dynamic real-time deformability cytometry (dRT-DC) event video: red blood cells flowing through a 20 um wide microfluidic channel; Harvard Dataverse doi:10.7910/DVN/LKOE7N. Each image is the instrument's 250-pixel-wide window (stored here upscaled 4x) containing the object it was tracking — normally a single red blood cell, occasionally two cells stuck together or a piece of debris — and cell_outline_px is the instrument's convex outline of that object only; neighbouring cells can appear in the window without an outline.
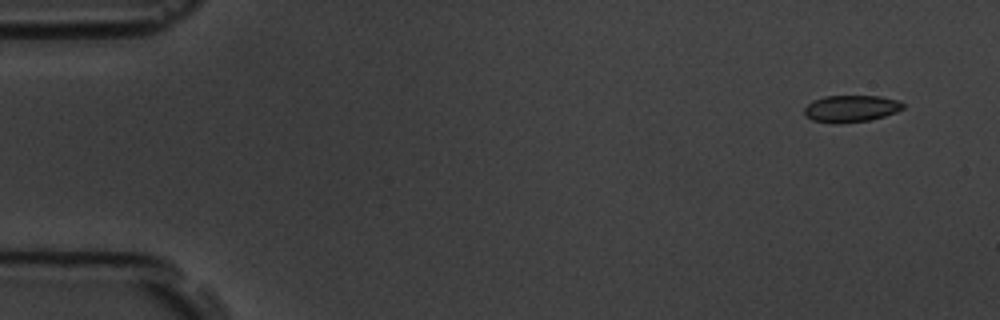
{"species": "common noctule bat (a hibernating species)", "species_latin": "Nyctalus noctula", "temperature_condition": "room temperature", "stored_images_in_passage": 6, "camera_frame_rate_fps": 3000, "um_per_image_px": 0.085, "animal": {"sex": "male", "body_mass_g": 19.5, "forearm_length_mm": 54.6}, "frame": {"image": 1, "passage_image": 1, "time_ms": 0.0, "image_size_px": [1000, 320], "cell_outline_px": [[904, 108], [896, 112], [884, 116], [868, 120], [836, 124], [812, 120], [804, 116], [804, 108], [812, 100], [824, 96], [880, 96], [900, 100], [904, 104]], "centroid_in_image_um": [72.32, 9.23], "position_along_channel_um": 12.7, "area_um2": 15.61}}
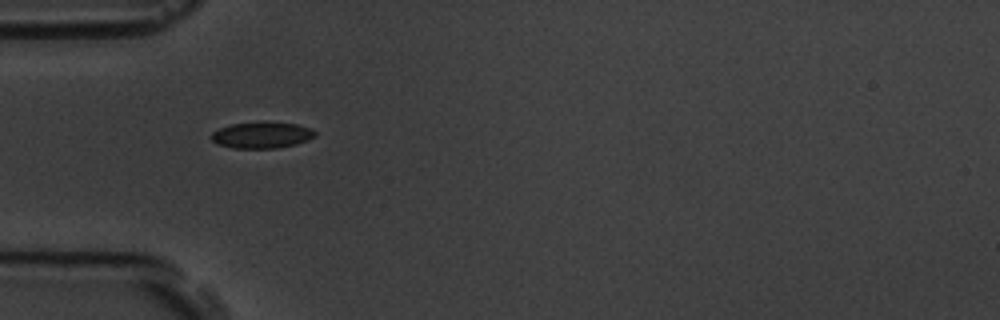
{"frame": {"image": 2, "passage_image": 5, "time_ms": 4.667, "image_size_px": [1000, 320], "cell_outline_px": [[316, 136], [308, 140], [296, 144], [276, 148], [232, 148], [216, 144], [212, 140], [212, 132], [220, 128], [232, 124], [264, 120], [296, 124], [312, 128], [316, 132]], "centroid_in_image_um": [22.27, 11.46], "position_along_channel_um": 62.7, "area_um2": 16.24}}
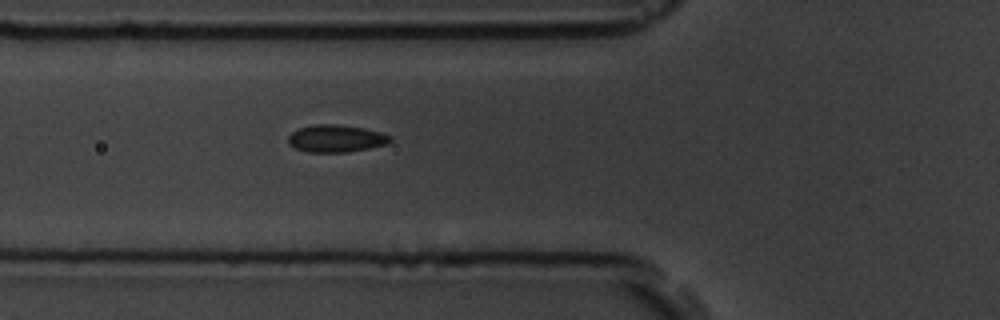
{"frame": {"image": 3, "passage_image": 6, "time_ms": 5.667, "image_size_px": [1000, 320], "cell_outline_px": [[392, 140], [388, 144], [348, 152], [308, 152], [296, 148], [288, 144], [288, 136], [292, 132], [300, 128], [316, 124], [336, 124], [364, 128], [380, 132], [392, 136]], "centroid_in_image_um": [28.58, 11.77], "position_along_channel_um": 97.2, "area_um2": 16.24}}